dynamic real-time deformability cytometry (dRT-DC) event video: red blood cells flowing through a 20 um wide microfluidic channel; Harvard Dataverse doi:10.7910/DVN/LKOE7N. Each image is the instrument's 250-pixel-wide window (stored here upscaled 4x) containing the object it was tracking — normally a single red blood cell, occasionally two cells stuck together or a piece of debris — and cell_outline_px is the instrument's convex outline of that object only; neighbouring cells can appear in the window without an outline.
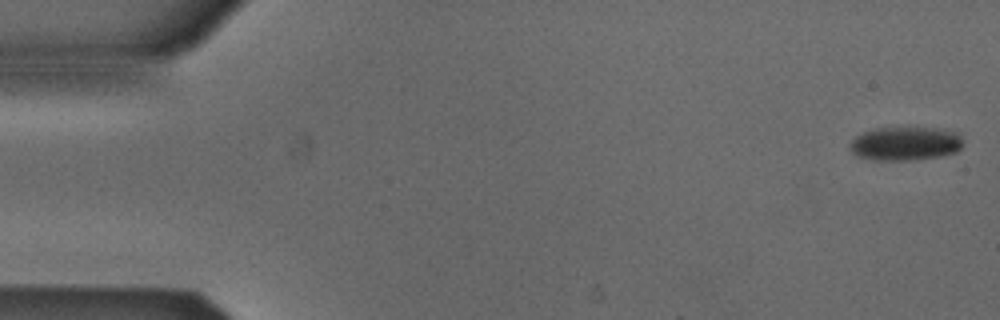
{"species": "Egyptian fruit bat (a non-hibernating species)", "species_latin": "Rousettus aegyptiacus", "temperature_condition": "cold", "stored_images_in_passage": 53, "camera_frame_rate_fps": 3000, "um_per_image_px": 0.085, "animal": {"sex": "male"}, "frame": {"image": 1, "passage_image": 1, "time_ms": 0.0, "image_size_px": [1000, 320], "cell_outline_px": [[964, 144], [956, 152], [940, 156], [908, 160], [872, 160], [856, 156], [852, 152], [848, 144], [856, 136], [864, 132], [876, 128], [932, 128], [956, 132], [960, 136]], "centroid_in_image_um": [76.93, 12.21], "position_along_channel_um": 8.1, "area_um2": 22.14}}
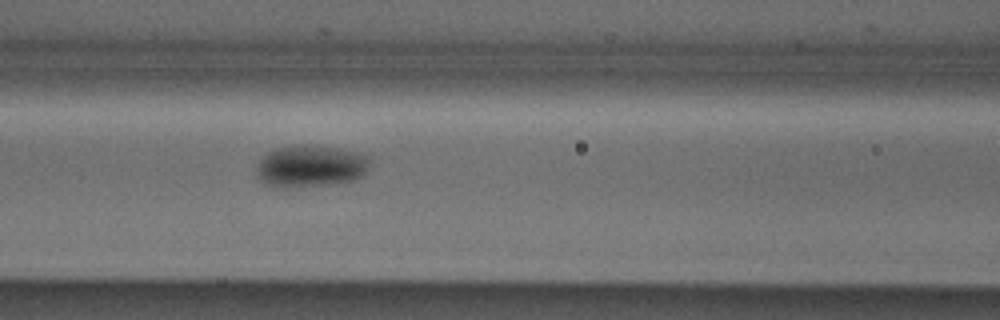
{"frame": {"image": 2, "passage_image": 22, "time_ms": 7.0, "image_size_px": [1000, 320], "cell_outline_px": [[372, 160], [364, 172], [356, 180], [332, 184], [284, 188], [276, 188], [260, 180], [256, 176], [256, 164], [268, 152], [276, 148], [304, 144], [308, 144], [340, 148], [356, 152], [368, 156]], "centroid_in_image_um": [26.38, 14.12], "position_along_channel_um": 140.2, "area_um2": 28.03}}
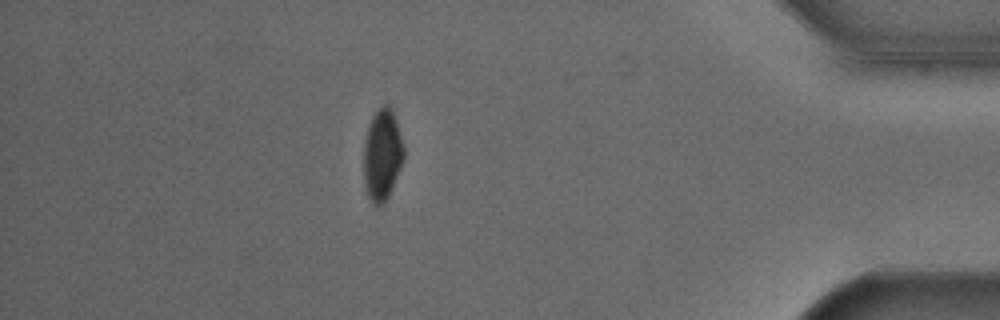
{"frame": {"image": 3, "passage_image": 46, "time_ms": 15.0, "image_size_px": [1000, 320], "cell_outline_px": [[404, 160], [388, 196], [380, 204], [372, 204], [368, 196], [364, 184], [364, 140], [372, 116], [384, 104], [388, 104], [392, 108], [396, 120], [404, 148]], "centroid_in_image_um": [32.49, 13.13], "position_along_channel_um": 402.7, "area_um2": 21.15}, "authors_computed_cell_mechanics": {"area_um2": 23.8714, "velocity_mm_per_s": 3.8735, "shape_relaxation_time_tau1_ms": 3.0175, "shape_relaxation_time_tau2_ms": null, "deformation_change_tau1": 0.062, "deformation_change_tau2": null}}